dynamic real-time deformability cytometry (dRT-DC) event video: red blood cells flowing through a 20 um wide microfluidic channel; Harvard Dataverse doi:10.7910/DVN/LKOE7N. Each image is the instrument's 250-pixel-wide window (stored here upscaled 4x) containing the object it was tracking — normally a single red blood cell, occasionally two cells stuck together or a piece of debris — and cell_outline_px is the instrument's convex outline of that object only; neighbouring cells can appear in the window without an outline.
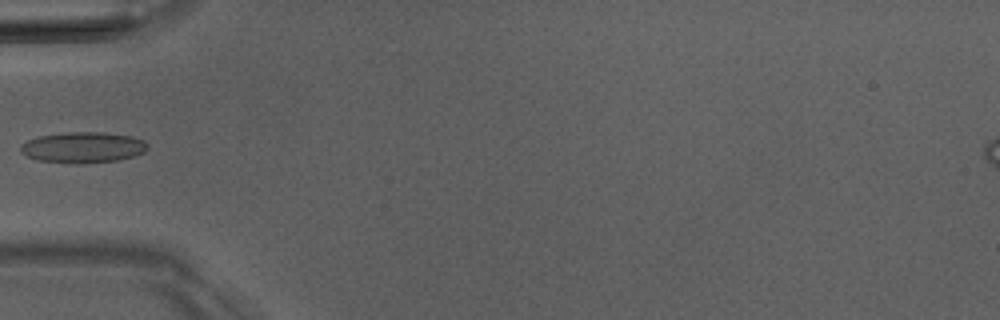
{"species": "Egyptian fruit bat (a non-hibernating species)", "species_latin": "Rousettus aegyptiacus", "temperature_condition": "room temperature", "stored_images_in_passage": 2, "camera_frame_rate_fps": 3000, "um_per_image_px": 0.085, "animal": {"sex": "male"}, "frame": {"image": 1, "passage_image": 2, "time_ms": 1.0, "image_size_px": [1000, 320], "cell_outline_px": [[148, 148], [144, 152], [120, 160], [84, 164], [80, 164], [40, 160], [28, 156], [20, 152], [20, 144], [28, 140], [40, 136], [68, 132], [104, 132], [132, 136], [144, 140], [148, 144]], "centroid_in_image_um": [7.08, 12.53], "position_along_channel_um": 77.9, "area_um2": 22.89}}